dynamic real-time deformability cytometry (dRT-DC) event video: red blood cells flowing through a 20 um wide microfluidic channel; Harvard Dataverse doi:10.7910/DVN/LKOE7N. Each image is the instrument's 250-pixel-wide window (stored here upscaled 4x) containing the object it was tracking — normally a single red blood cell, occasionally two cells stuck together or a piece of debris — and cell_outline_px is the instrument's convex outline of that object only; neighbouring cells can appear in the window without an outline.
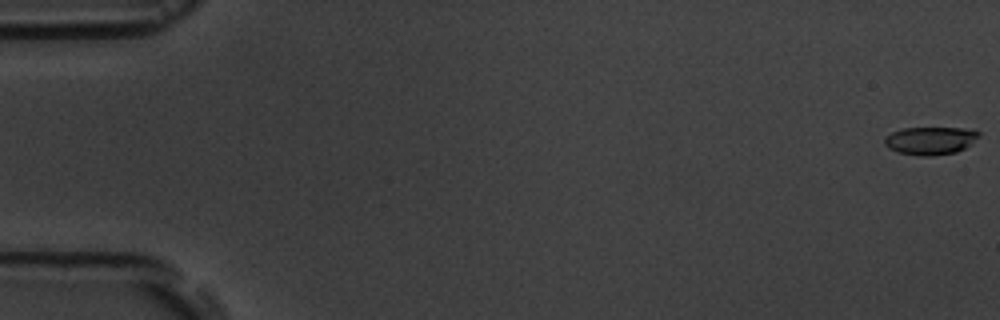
{"species": "common noctule bat (a hibernating species)", "species_latin": "Nyctalus noctula", "temperature_condition": "room temperature", "stored_images_in_passage": 6, "camera_frame_rate_fps": 3000, "um_per_image_px": 0.085, "animal": {"sex": "male", "body_mass_g": 19.5, "forearm_length_mm": 54.6}, "frame": {"image": 1, "passage_image": 1, "time_ms": 0.0, "image_size_px": [1000, 320], "cell_outline_px": [[980, 136], [964, 148], [956, 152], [932, 156], [920, 156], [896, 152], [888, 148], [884, 144], [884, 140], [892, 132], [904, 128], [964, 128], [980, 132]], "centroid_in_image_um": [79.06, 11.96], "position_along_channel_um": 5.9, "area_um2": 15.26}}
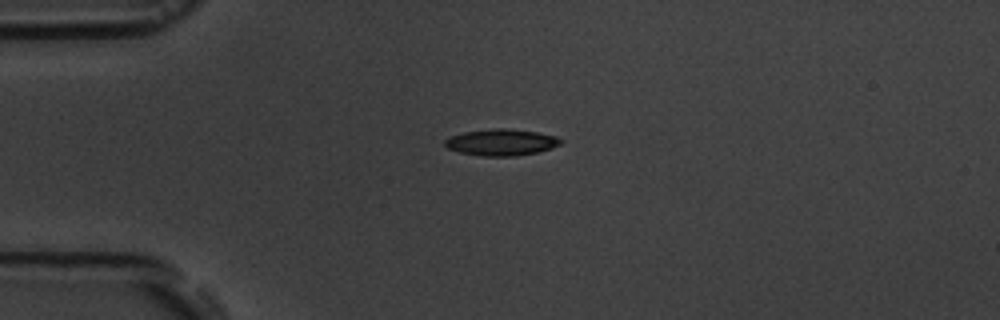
{"frame": {"image": 2, "passage_image": 5, "time_ms": 4.667, "image_size_px": [1000, 320], "cell_outline_px": [[564, 140], [560, 144], [552, 148], [536, 152], [516, 156], [484, 156], [460, 152], [448, 148], [444, 144], [444, 140], [448, 136], [464, 132], [492, 128], [504, 128], [536, 132], [556, 136]], "centroid_in_image_um": [42.6, 12.09], "position_along_channel_um": 42.4, "area_um2": 17.86}}